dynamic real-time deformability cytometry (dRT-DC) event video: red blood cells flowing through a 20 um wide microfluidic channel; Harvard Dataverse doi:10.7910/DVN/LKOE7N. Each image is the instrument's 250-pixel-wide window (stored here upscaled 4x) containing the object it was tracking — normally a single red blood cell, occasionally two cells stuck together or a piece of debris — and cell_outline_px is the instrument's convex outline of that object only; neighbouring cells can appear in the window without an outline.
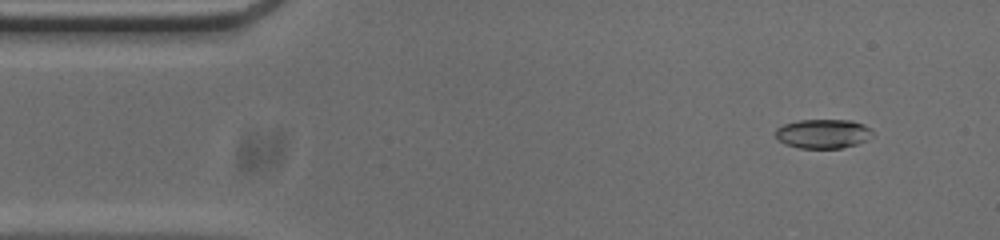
{"species": "common noctule bat (a hibernating species)", "species_latin": "Nyctalus noctula", "temperature_condition": "cold", "stored_images_in_passage": 50, "camera_frame_rate_fps": 3000, "um_per_image_px": 0.085, "animal": {"sex": "male", "body_mass_g": 20.0, "forearm_length_mm": 53.3}, "frame": {"image": 1, "passage_image": 2, "time_ms": 0.333, "image_size_px": [1000, 240], "cell_outline_px": [[872, 136], [856, 144], [840, 148], [800, 148], [784, 144], [776, 140], [776, 128], [784, 124], [800, 120], [852, 120], [864, 124], [872, 132]], "centroid_in_image_um": [69.91, 11.36], "position_along_channel_um": 15.1, "area_um2": 16.47}}
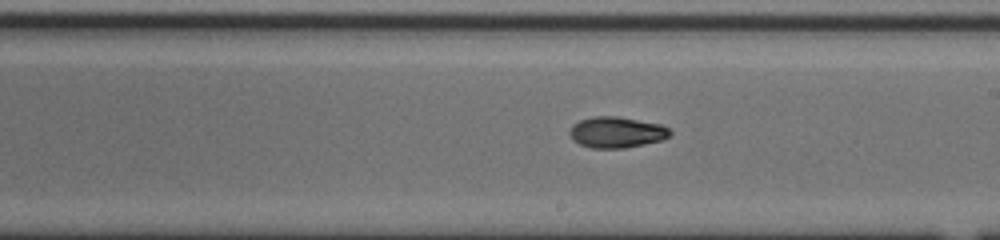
{"frame": {"image": 2, "passage_image": 26, "time_ms": 8.333, "image_size_px": [1000, 240], "cell_outline_px": [[672, 132], [664, 140], [624, 148], [592, 148], [580, 144], [572, 140], [568, 132], [572, 124], [580, 120], [596, 116], [616, 116], [660, 124], [668, 128]], "centroid_in_image_um": [52.39, 11.25], "position_along_channel_um": 236.6, "area_um2": 18.15}}
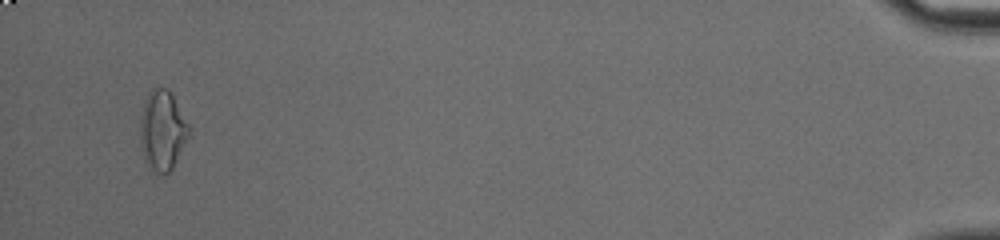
{"frame": {"image": 3, "passage_image": 48, "time_ms": 15.667, "image_size_px": [1000, 240], "cell_outline_px": [[188, 136], [172, 168], [164, 176], [156, 172], [144, 160], [140, 144], [140, 112], [144, 100], [148, 92], [152, 88], [168, 88], [172, 92], [188, 124]], "centroid_in_image_um": [13.76, 11.04], "position_along_channel_um": 421.4, "area_um2": 22.66}, "authors_computed_cell_mechanics": {"area_um2": 17.8891, "velocity_mm_per_s": 3.7931, "shape_relaxation_time_tau1_ms": 4.4382, "shape_relaxation_time_tau2_ms": 6.1087, "deformation_change_tau1": 0.1581, "deformation_change_tau2": 0.1076}}